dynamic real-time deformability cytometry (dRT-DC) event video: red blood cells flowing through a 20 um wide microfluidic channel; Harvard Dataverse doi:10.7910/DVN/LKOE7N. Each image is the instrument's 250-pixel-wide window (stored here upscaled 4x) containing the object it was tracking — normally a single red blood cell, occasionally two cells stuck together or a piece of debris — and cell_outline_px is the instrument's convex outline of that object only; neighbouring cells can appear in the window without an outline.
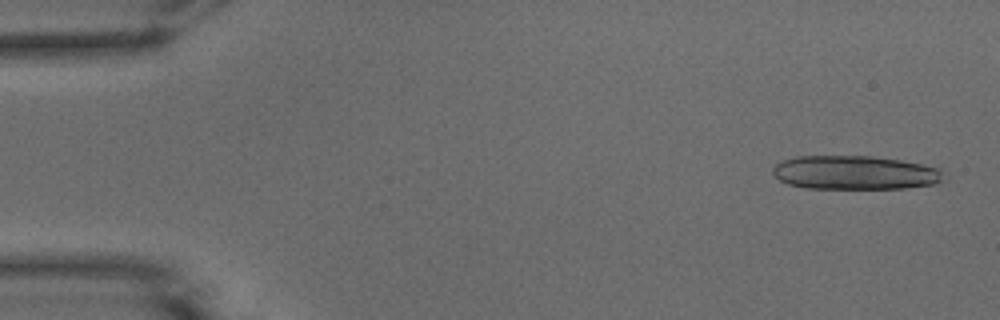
{"species": "common noctule bat (a hibernating species)", "species_latin": "Nyctalus noctula", "temperature_condition": "warm", "stored_images_in_passage": 19, "camera_frame_rate_fps": 3000, "um_per_image_px": 0.085, "animal": {"sex": "male", "body_mass_g": 15.6}, "frame": {"image": 1, "passage_image": 2, "time_ms": 0.333, "image_size_px": [1000, 320], "cell_outline_px": [[940, 180], [932, 184], [904, 188], [804, 188], [788, 184], [780, 180], [772, 172], [772, 168], [776, 164], [784, 160], [796, 156], [872, 156], [900, 160], [940, 168]], "centroid_in_image_um": [72.59, 14.67], "position_along_channel_um": 12.4, "area_um2": 33.29}}
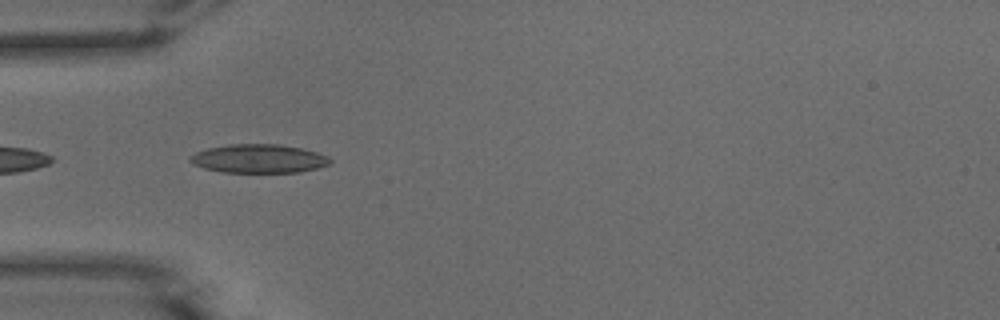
{"frame": {"image": 2, "passage_image": 16, "time_ms": 5.0, "image_size_px": [1000, 320], "cell_outline_px": [[332, 160], [328, 164], [316, 168], [300, 172], [224, 172], [204, 168], [188, 160], [188, 156], [196, 152], [208, 148], [228, 144], [276, 144], [300, 148], [316, 152], [328, 156]], "centroid_in_image_um": [21.97, 13.48], "position_along_channel_um": 63.0, "area_um2": 23.18}}